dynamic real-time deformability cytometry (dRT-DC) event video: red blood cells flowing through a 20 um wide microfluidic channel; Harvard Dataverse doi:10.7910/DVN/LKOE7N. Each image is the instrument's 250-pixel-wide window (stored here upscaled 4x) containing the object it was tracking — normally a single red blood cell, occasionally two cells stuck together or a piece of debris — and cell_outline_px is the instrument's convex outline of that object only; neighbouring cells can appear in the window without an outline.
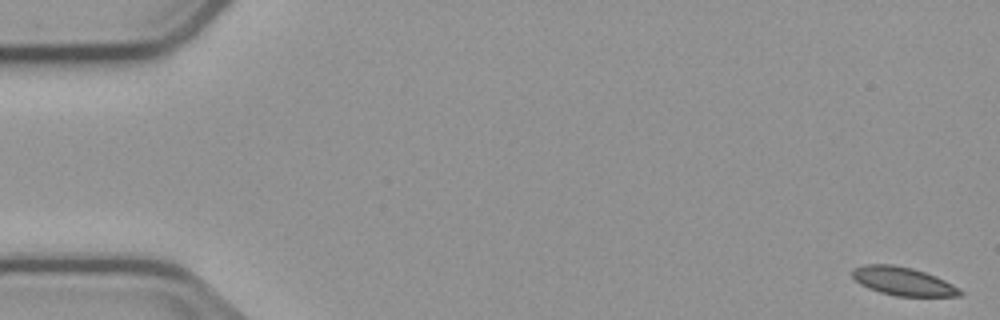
{"species": "common noctule bat (a hibernating species)", "species_latin": "Nyctalus noctula", "temperature_condition": "cold", "stored_images_in_passage": 7, "camera_frame_rate_fps": 3000, "um_per_image_px": 0.085, "animal": {"sex": "male", "body_mass_g": 23.1, "forearm_length_mm": 52.7}, "frame": {"image": 1, "passage_image": 1, "time_ms": 0.0, "image_size_px": [1000, 320], "cell_outline_px": [[964, 292], [960, 296], [896, 296], [880, 292], [868, 288], [860, 284], [852, 276], [852, 268], [864, 264], [892, 264], [912, 268], [936, 276], [960, 288]], "centroid_in_image_um": [76.75, 23.9], "position_along_channel_um": 8.3, "area_um2": 17.86}}